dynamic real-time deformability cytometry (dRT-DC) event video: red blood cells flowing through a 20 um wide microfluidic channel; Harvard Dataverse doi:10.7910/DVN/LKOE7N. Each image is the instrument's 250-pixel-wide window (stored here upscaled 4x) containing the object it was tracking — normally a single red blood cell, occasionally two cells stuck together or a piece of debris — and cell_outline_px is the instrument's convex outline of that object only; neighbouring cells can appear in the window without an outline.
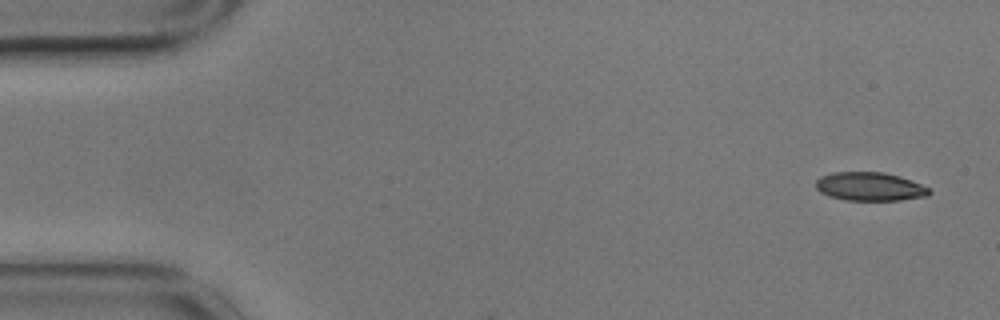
{"species": "common noctule bat (a hibernating species)", "species_latin": "Nyctalus noctula", "temperature_condition": "cold", "stored_images_in_passage": 7, "camera_frame_rate_fps": 3000, "um_per_image_px": 0.085, "animal": {"sex": "male", "body_mass_g": 17.9}, "frame": {"image": 1, "passage_image": 1, "time_ms": 0.0, "image_size_px": [1000, 320], "cell_outline_px": [[932, 192], [928, 196], [900, 200], [844, 200], [828, 196], [820, 192], [816, 188], [816, 180], [820, 176], [832, 172], [884, 172], [900, 176], [920, 184], [928, 188]], "centroid_in_image_um": [73.91, 15.86], "position_along_channel_um": 11.1, "area_um2": 18.96}}
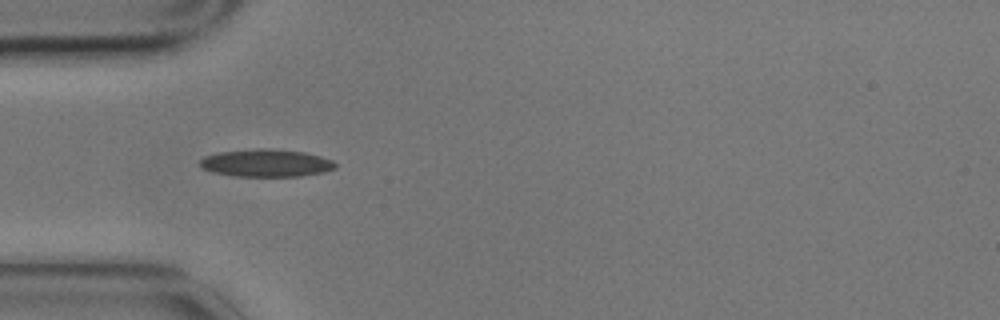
{"frame": {"image": 2, "passage_image": 5, "time_ms": 1.333, "image_size_px": [1000, 320], "cell_outline_px": [[336, 168], [324, 172], [300, 176], [236, 176], [212, 172], [200, 168], [200, 160], [204, 156], [220, 152], [256, 148], [272, 148], [304, 152], [320, 156], [332, 160], [336, 164]], "centroid_in_image_um": [22.61, 13.85], "position_along_channel_um": 62.4, "area_um2": 21.85}}